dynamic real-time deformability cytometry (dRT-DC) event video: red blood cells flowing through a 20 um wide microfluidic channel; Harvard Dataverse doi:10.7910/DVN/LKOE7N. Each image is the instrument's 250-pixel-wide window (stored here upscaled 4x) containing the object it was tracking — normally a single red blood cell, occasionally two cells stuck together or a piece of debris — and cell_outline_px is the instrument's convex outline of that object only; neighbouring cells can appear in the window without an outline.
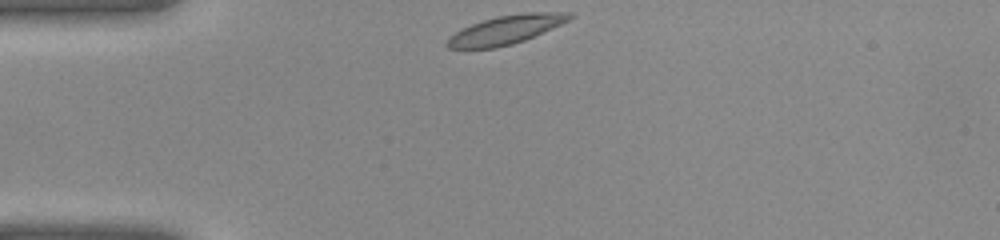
{"species": "common noctule bat (a hibernating species)", "species_latin": "Nyctalus noctula", "temperature_condition": "warm", "stored_images_in_passage": 26, "camera_frame_rate_fps": 3000, "um_per_image_px": 0.085, "animal": {"sex": "female", "body_mass_g": 22.0, "forearm_length_mm": 56.7}, "frame": {"image": 1, "passage_image": 1, "time_ms": 0.0, "image_size_px": [1000, 240], "cell_outline_px": [[576, 16], [560, 24], [524, 40], [512, 44], [496, 48], [448, 48], [444, 44], [448, 36], [472, 24], [496, 16], [524, 12], [572, 12]], "centroid_in_image_um": [42.99, 2.52], "position_along_channel_um": 42.0, "area_um2": 20.35}}
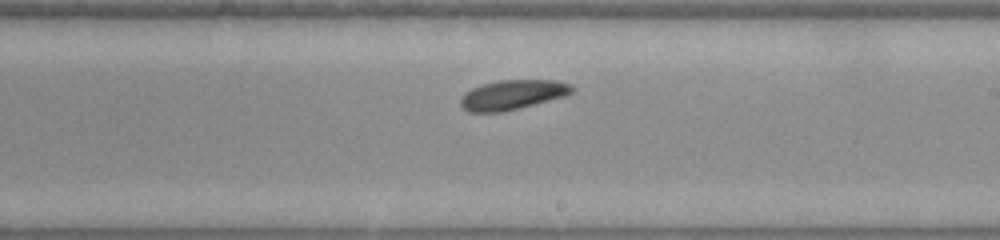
{"frame": {"image": 2, "passage_image": 15, "time_ms": 4.667, "image_size_px": [1000, 240], "cell_outline_px": [[576, 88], [572, 92], [564, 96], [500, 112], [468, 112], [460, 104], [460, 100], [464, 92], [472, 88], [484, 84], [500, 80], [556, 80], [572, 84]], "centroid_in_image_um": [43.56, 8.04], "position_along_channel_um": 245.4, "area_um2": 19.02}}
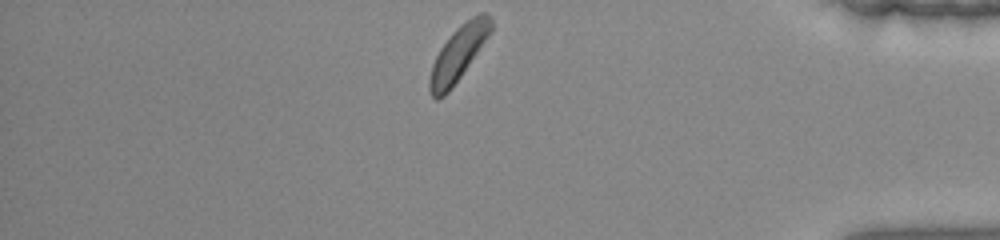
{"frame": {"image": 3, "passage_image": 26, "time_ms": 8.333, "image_size_px": [1000, 240], "cell_outline_px": [[492, 32], [460, 76], [448, 92], [444, 96], [436, 100], [432, 96], [428, 88], [428, 80], [432, 64], [440, 48], [452, 32], [460, 24], [472, 16], [480, 12], [484, 12], [492, 16]], "centroid_in_image_um": [38.96, 4.52], "position_along_channel_um": 396.2, "area_um2": 19.54}}